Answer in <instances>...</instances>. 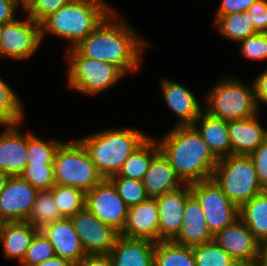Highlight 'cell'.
<instances>
[{
  "label": "cell",
  "instance_id": "1",
  "mask_svg": "<svg viewBox=\"0 0 267 266\" xmlns=\"http://www.w3.org/2000/svg\"><path fill=\"white\" fill-rule=\"evenodd\" d=\"M116 18L113 9L75 48L85 57L113 64L126 75L140 69L143 51L150 44L124 19Z\"/></svg>",
  "mask_w": 267,
  "mask_h": 266
},
{
  "label": "cell",
  "instance_id": "2",
  "mask_svg": "<svg viewBox=\"0 0 267 266\" xmlns=\"http://www.w3.org/2000/svg\"><path fill=\"white\" fill-rule=\"evenodd\" d=\"M162 137L159 149L184 184L212 179L219 159L193 125H175Z\"/></svg>",
  "mask_w": 267,
  "mask_h": 266
},
{
  "label": "cell",
  "instance_id": "3",
  "mask_svg": "<svg viewBox=\"0 0 267 266\" xmlns=\"http://www.w3.org/2000/svg\"><path fill=\"white\" fill-rule=\"evenodd\" d=\"M105 0H71L40 23L41 41L49 34L80 44L113 10Z\"/></svg>",
  "mask_w": 267,
  "mask_h": 266
},
{
  "label": "cell",
  "instance_id": "4",
  "mask_svg": "<svg viewBox=\"0 0 267 266\" xmlns=\"http://www.w3.org/2000/svg\"><path fill=\"white\" fill-rule=\"evenodd\" d=\"M79 138L103 178L117 175L125 160L149 137L133 128H111Z\"/></svg>",
  "mask_w": 267,
  "mask_h": 266
},
{
  "label": "cell",
  "instance_id": "5",
  "mask_svg": "<svg viewBox=\"0 0 267 266\" xmlns=\"http://www.w3.org/2000/svg\"><path fill=\"white\" fill-rule=\"evenodd\" d=\"M205 99L207 105L204 111L227 122L247 119L260 113L255 101L253 83L244 84L236 77L219 80Z\"/></svg>",
  "mask_w": 267,
  "mask_h": 266
},
{
  "label": "cell",
  "instance_id": "6",
  "mask_svg": "<svg viewBox=\"0 0 267 266\" xmlns=\"http://www.w3.org/2000/svg\"><path fill=\"white\" fill-rule=\"evenodd\" d=\"M53 172L56 184L76 187L85 192L104 179L79 139L63 142L59 146L53 161Z\"/></svg>",
  "mask_w": 267,
  "mask_h": 266
},
{
  "label": "cell",
  "instance_id": "7",
  "mask_svg": "<svg viewBox=\"0 0 267 266\" xmlns=\"http://www.w3.org/2000/svg\"><path fill=\"white\" fill-rule=\"evenodd\" d=\"M64 59L69 88L80 94L98 95L126 76L113 64L85 57L76 48L68 49Z\"/></svg>",
  "mask_w": 267,
  "mask_h": 266
},
{
  "label": "cell",
  "instance_id": "8",
  "mask_svg": "<svg viewBox=\"0 0 267 266\" xmlns=\"http://www.w3.org/2000/svg\"><path fill=\"white\" fill-rule=\"evenodd\" d=\"M212 179L238 207L264 191L248 155H229L219 159Z\"/></svg>",
  "mask_w": 267,
  "mask_h": 266
},
{
  "label": "cell",
  "instance_id": "9",
  "mask_svg": "<svg viewBox=\"0 0 267 266\" xmlns=\"http://www.w3.org/2000/svg\"><path fill=\"white\" fill-rule=\"evenodd\" d=\"M189 185L191 194L204 212L209 231L213 236L238 219L239 207L227 197L213 179Z\"/></svg>",
  "mask_w": 267,
  "mask_h": 266
},
{
  "label": "cell",
  "instance_id": "10",
  "mask_svg": "<svg viewBox=\"0 0 267 266\" xmlns=\"http://www.w3.org/2000/svg\"><path fill=\"white\" fill-rule=\"evenodd\" d=\"M40 23L27 16L2 25L0 58L30 59L41 43Z\"/></svg>",
  "mask_w": 267,
  "mask_h": 266
},
{
  "label": "cell",
  "instance_id": "11",
  "mask_svg": "<svg viewBox=\"0 0 267 266\" xmlns=\"http://www.w3.org/2000/svg\"><path fill=\"white\" fill-rule=\"evenodd\" d=\"M85 208L103 223L121 232L129 207L118 195L114 184L105 178L86 192Z\"/></svg>",
  "mask_w": 267,
  "mask_h": 266
},
{
  "label": "cell",
  "instance_id": "12",
  "mask_svg": "<svg viewBox=\"0 0 267 266\" xmlns=\"http://www.w3.org/2000/svg\"><path fill=\"white\" fill-rule=\"evenodd\" d=\"M87 254H108L120 232L103 223L86 208L70 217Z\"/></svg>",
  "mask_w": 267,
  "mask_h": 266
},
{
  "label": "cell",
  "instance_id": "13",
  "mask_svg": "<svg viewBox=\"0 0 267 266\" xmlns=\"http://www.w3.org/2000/svg\"><path fill=\"white\" fill-rule=\"evenodd\" d=\"M37 192L21 176H11L0 192V219L3 222L27 221Z\"/></svg>",
  "mask_w": 267,
  "mask_h": 266
},
{
  "label": "cell",
  "instance_id": "14",
  "mask_svg": "<svg viewBox=\"0 0 267 266\" xmlns=\"http://www.w3.org/2000/svg\"><path fill=\"white\" fill-rule=\"evenodd\" d=\"M191 195L190 185L156 197L159 210V241H172L180 232L186 199Z\"/></svg>",
  "mask_w": 267,
  "mask_h": 266
},
{
  "label": "cell",
  "instance_id": "15",
  "mask_svg": "<svg viewBox=\"0 0 267 266\" xmlns=\"http://www.w3.org/2000/svg\"><path fill=\"white\" fill-rule=\"evenodd\" d=\"M213 240L233 259H259L260 241L239 219L217 232Z\"/></svg>",
  "mask_w": 267,
  "mask_h": 266
},
{
  "label": "cell",
  "instance_id": "16",
  "mask_svg": "<svg viewBox=\"0 0 267 266\" xmlns=\"http://www.w3.org/2000/svg\"><path fill=\"white\" fill-rule=\"evenodd\" d=\"M120 235L159 242V210L156 198H148L128 208L126 223Z\"/></svg>",
  "mask_w": 267,
  "mask_h": 266
},
{
  "label": "cell",
  "instance_id": "17",
  "mask_svg": "<svg viewBox=\"0 0 267 266\" xmlns=\"http://www.w3.org/2000/svg\"><path fill=\"white\" fill-rule=\"evenodd\" d=\"M160 82L161 92L167 106L178 117L176 125H193L204 111L194 93L172 79L164 77Z\"/></svg>",
  "mask_w": 267,
  "mask_h": 266
},
{
  "label": "cell",
  "instance_id": "18",
  "mask_svg": "<svg viewBox=\"0 0 267 266\" xmlns=\"http://www.w3.org/2000/svg\"><path fill=\"white\" fill-rule=\"evenodd\" d=\"M19 125H4L0 133V170L10 176H20L27 165V133Z\"/></svg>",
  "mask_w": 267,
  "mask_h": 266
},
{
  "label": "cell",
  "instance_id": "19",
  "mask_svg": "<svg viewBox=\"0 0 267 266\" xmlns=\"http://www.w3.org/2000/svg\"><path fill=\"white\" fill-rule=\"evenodd\" d=\"M40 231L52 244L56 256L68 260L73 265L78 264L86 256L87 253L70 218L50 223Z\"/></svg>",
  "mask_w": 267,
  "mask_h": 266
},
{
  "label": "cell",
  "instance_id": "20",
  "mask_svg": "<svg viewBox=\"0 0 267 266\" xmlns=\"http://www.w3.org/2000/svg\"><path fill=\"white\" fill-rule=\"evenodd\" d=\"M155 243L119 235L108 255L113 266H153Z\"/></svg>",
  "mask_w": 267,
  "mask_h": 266
},
{
  "label": "cell",
  "instance_id": "21",
  "mask_svg": "<svg viewBox=\"0 0 267 266\" xmlns=\"http://www.w3.org/2000/svg\"><path fill=\"white\" fill-rule=\"evenodd\" d=\"M212 240L213 235L209 231L204 212L197 199L191 194L186 199L184 206L181 230L172 241L180 245L194 247Z\"/></svg>",
  "mask_w": 267,
  "mask_h": 266
},
{
  "label": "cell",
  "instance_id": "22",
  "mask_svg": "<svg viewBox=\"0 0 267 266\" xmlns=\"http://www.w3.org/2000/svg\"><path fill=\"white\" fill-rule=\"evenodd\" d=\"M258 117L259 113L247 119L228 121L232 155H249L267 139V129Z\"/></svg>",
  "mask_w": 267,
  "mask_h": 266
},
{
  "label": "cell",
  "instance_id": "23",
  "mask_svg": "<svg viewBox=\"0 0 267 266\" xmlns=\"http://www.w3.org/2000/svg\"><path fill=\"white\" fill-rule=\"evenodd\" d=\"M142 182L149 198H156L184 185L161 151L153 157Z\"/></svg>",
  "mask_w": 267,
  "mask_h": 266
},
{
  "label": "cell",
  "instance_id": "24",
  "mask_svg": "<svg viewBox=\"0 0 267 266\" xmlns=\"http://www.w3.org/2000/svg\"><path fill=\"white\" fill-rule=\"evenodd\" d=\"M38 231L27 221L3 222L0 243L5 258L21 262Z\"/></svg>",
  "mask_w": 267,
  "mask_h": 266
},
{
  "label": "cell",
  "instance_id": "25",
  "mask_svg": "<svg viewBox=\"0 0 267 266\" xmlns=\"http://www.w3.org/2000/svg\"><path fill=\"white\" fill-rule=\"evenodd\" d=\"M193 126L218 159L232 155L227 121L203 111Z\"/></svg>",
  "mask_w": 267,
  "mask_h": 266
},
{
  "label": "cell",
  "instance_id": "26",
  "mask_svg": "<svg viewBox=\"0 0 267 266\" xmlns=\"http://www.w3.org/2000/svg\"><path fill=\"white\" fill-rule=\"evenodd\" d=\"M238 219L262 242L267 239V190L239 207Z\"/></svg>",
  "mask_w": 267,
  "mask_h": 266
},
{
  "label": "cell",
  "instance_id": "27",
  "mask_svg": "<svg viewBox=\"0 0 267 266\" xmlns=\"http://www.w3.org/2000/svg\"><path fill=\"white\" fill-rule=\"evenodd\" d=\"M160 151L157 139L149 136L123 163L117 175L111 177H124L143 180L153 157Z\"/></svg>",
  "mask_w": 267,
  "mask_h": 266
},
{
  "label": "cell",
  "instance_id": "28",
  "mask_svg": "<svg viewBox=\"0 0 267 266\" xmlns=\"http://www.w3.org/2000/svg\"><path fill=\"white\" fill-rule=\"evenodd\" d=\"M219 31V34L233 42H240L248 36L256 34L252 25L251 13L247 10L243 13L236 12L227 15H215L213 28Z\"/></svg>",
  "mask_w": 267,
  "mask_h": 266
},
{
  "label": "cell",
  "instance_id": "29",
  "mask_svg": "<svg viewBox=\"0 0 267 266\" xmlns=\"http://www.w3.org/2000/svg\"><path fill=\"white\" fill-rule=\"evenodd\" d=\"M153 266H196L193 249L173 241L156 242Z\"/></svg>",
  "mask_w": 267,
  "mask_h": 266
},
{
  "label": "cell",
  "instance_id": "30",
  "mask_svg": "<svg viewBox=\"0 0 267 266\" xmlns=\"http://www.w3.org/2000/svg\"><path fill=\"white\" fill-rule=\"evenodd\" d=\"M18 94L0 77V126L22 124L25 111Z\"/></svg>",
  "mask_w": 267,
  "mask_h": 266
},
{
  "label": "cell",
  "instance_id": "31",
  "mask_svg": "<svg viewBox=\"0 0 267 266\" xmlns=\"http://www.w3.org/2000/svg\"><path fill=\"white\" fill-rule=\"evenodd\" d=\"M63 219L60 215L51 190L38 191L27 222L41 230L44 226Z\"/></svg>",
  "mask_w": 267,
  "mask_h": 266
},
{
  "label": "cell",
  "instance_id": "32",
  "mask_svg": "<svg viewBox=\"0 0 267 266\" xmlns=\"http://www.w3.org/2000/svg\"><path fill=\"white\" fill-rule=\"evenodd\" d=\"M50 190L60 215L63 218H70L85 209V191L76 187L59 184H55Z\"/></svg>",
  "mask_w": 267,
  "mask_h": 266
},
{
  "label": "cell",
  "instance_id": "33",
  "mask_svg": "<svg viewBox=\"0 0 267 266\" xmlns=\"http://www.w3.org/2000/svg\"><path fill=\"white\" fill-rule=\"evenodd\" d=\"M62 143L59 140H42L30 131L27 132V165L53 164Z\"/></svg>",
  "mask_w": 267,
  "mask_h": 266
},
{
  "label": "cell",
  "instance_id": "34",
  "mask_svg": "<svg viewBox=\"0 0 267 266\" xmlns=\"http://www.w3.org/2000/svg\"><path fill=\"white\" fill-rule=\"evenodd\" d=\"M196 266H230L234 260L214 240L192 247Z\"/></svg>",
  "mask_w": 267,
  "mask_h": 266
},
{
  "label": "cell",
  "instance_id": "35",
  "mask_svg": "<svg viewBox=\"0 0 267 266\" xmlns=\"http://www.w3.org/2000/svg\"><path fill=\"white\" fill-rule=\"evenodd\" d=\"M108 179L114 184L118 195L128 207L140 204L149 198L141 180L124 177H109Z\"/></svg>",
  "mask_w": 267,
  "mask_h": 266
},
{
  "label": "cell",
  "instance_id": "36",
  "mask_svg": "<svg viewBox=\"0 0 267 266\" xmlns=\"http://www.w3.org/2000/svg\"><path fill=\"white\" fill-rule=\"evenodd\" d=\"M56 256L47 237L39 230L33 237L20 266H33Z\"/></svg>",
  "mask_w": 267,
  "mask_h": 266
},
{
  "label": "cell",
  "instance_id": "37",
  "mask_svg": "<svg viewBox=\"0 0 267 266\" xmlns=\"http://www.w3.org/2000/svg\"><path fill=\"white\" fill-rule=\"evenodd\" d=\"M20 176L38 191L50 190L56 184L53 164L26 165Z\"/></svg>",
  "mask_w": 267,
  "mask_h": 266
},
{
  "label": "cell",
  "instance_id": "38",
  "mask_svg": "<svg viewBox=\"0 0 267 266\" xmlns=\"http://www.w3.org/2000/svg\"><path fill=\"white\" fill-rule=\"evenodd\" d=\"M240 53L249 60L267 59V33H256L240 41Z\"/></svg>",
  "mask_w": 267,
  "mask_h": 266
},
{
  "label": "cell",
  "instance_id": "39",
  "mask_svg": "<svg viewBox=\"0 0 267 266\" xmlns=\"http://www.w3.org/2000/svg\"><path fill=\"white\" fill-rule=\"evenodd\" d=\"M71 0H30L23 8L27 16L41 23L50 14L68 4Z\"/></svg>",
  "mask_w": 267,
  "mask_h": 266
},
{
  "label": "cell",
  "instance_id": "40",
  "mask_svg": "<svg viewBox=\"0 0 267 266\" xmlns=\"http://www.w3.org/2000/svg\"><path fill=\"white\" fill-rule=\"evenodd\" d=\"M248 156L254 164L261 187L267 190V139Z\"/></svg>",
  "mask_w": 267,
  "mask_h": 266
},
{
  "label": "cell",
  "instance_id": "41",
  "mask_svg": "<svg viewBox=\"0 0 267 266\" xmlns=\"http://www.w3.org/2000/svg\"><path fill=\"white\" fill-rule=\"evenodd\" d=\"M252 25L257 33H267V0H256L249 8Z\"/></svg>",
  "mask_w": 267,
  "mask_h": 266
},
{
  "label": "cell",
  "instance_id": "42",
  "mask_svg": "<svg viewBox=\"0 0 267 266\" xmlns=\"http://www.w3.org/2000/svg\"><path fill=\"white\" fill-rule=\"evenodd\" d=\"M256 0H221L215 15L245 12Z\"/></svg>",
  "mask_w": 267,
  "mask_h": 266
},
{
  "label": "cell",
  "instance_id": "43",
  "mask_svg": "<svg viewBox=\"0 0 267 266\" xmlns=\"http://www.w3.org/2000/svg\"><path fill=\"white\" fill-rule=\"evenodd\" d=\"M20 6L24 8L20 0H0V24L16 20V13Z\"/></svg>",
  "mask_w": 267,
  "mask_h": 266
},
{
  "label": "cell",
  "instance_id": "44",
  "mask_svg": "<svg viewBox=\"0 0 267 266\" xmlns=\"http://www.w3.org/2000/svg\"><path fill=\"white\" fill-rule=\"evenodd\" d=\"M255 101L260 111V104L267 105V68L256 76L253 81Z\"/></svg>",
  "mask_w": 267,
  "mask_h": 266
},
{
  "label": "cell",
  "instance_id": "45",
  "mask_svg": "<svg viewBox=\"0 0 267 266\" xmlns=\"http://www.w3.org/2000/svg\"><path fill=\"white\" fill-rule=\"evenodd\" d=\"M75 266H113L108 254H86Z\"/></svg>",
  "mask_w": 267,
  "mask_h": 266
},
{
  "label": "cell",
  "instance_id": "46",
  "mask_svg": "<svg viewBox=\"0 0 267 266\" xmlns=\"http://www.w3.org/2000/svg\"><path fill=\"white\" fill-rule=\"evenodd\" d=\"M33 266H75V265H73L68 260L60 258L59 256H54L50 259H47Z\"/></svg>",
  "mask_w": 267,
  "mask_h": 266
},
{
  "label": "cell",
  "instance_id": "47",
  "mask_svg": "<svg viewBox=\"0 0 267 266\" xmlns=\"http://www.w3.org/2000/svg\"><path fill=\"white\" fill-rule=\"evenodd\" d=\"M230 266H261L260 259H234Z\"/></svg>",
  "mask_w": 267,
  "mask_h": 266
},
{
  "label": "cell",
  "instance_id": "48",
  "mask_svg": "<svg viewBox=\"0 0 267 266\" xmlns=\"http://www.w3.org/2000/svg\"><path fill=\"white\" fill-rule=\"evenodd\" d=\"M260 263L261 266H267V239L260 242Z\"/></svg>",
  "mask_w": 267,
  "mask_h": 266
},
{
  "label": "cell",
  "instance_id": "49",
  "mask_svg": "<svg viewBox=\"0 0 267 266\" xmlns=\"http://www.w3.org/2000/svg\"><path fill=\"white\" fill-rule=\"evenodd\" d=\"M11 176L6 173L5 171L0 170V192L4 188V186L7 184V181L9 180Z\"/></svg>",
  "mask_w": 267,
  "mask_h": 266
},
{
  "label": "cell",
  "instance_id": "50",
  "mask_svg": "<svg viewBox=\"0 0 267 266\" xmlns=\"http://www.w3.org/2000/svg\"><path fill=\"white\" fill-rule=\"evenodd\" d=\"M30 0H20L23 7L29 2Z\"/></svg>",
  "mask_w": 267,
  "mask_h": 266
},
{
  "label": "cell",
  "instance_id": "51",
  "mask_svg": "<svg viewBox=\"0 0 267 266\" xmlns=\"http://www.w3.org/2000/svg\"><path fill=\"white\" fill-rule=\"evenodd\" d=\"M1 31H2V24H0V45H1Z\"/></svg>",
  "mask_w": 267,
  "mask_h": 266
},
{
  "label": "cell",
  "instance_id": "52",
  "mask_svg": "<svg viewBox=\"0 0 267 266\" xmlns=\"http://www.w3.org/2000/svg\"><path fill=\"white\" fill-rule=\"evenodd\" d=\"M2 224H3V221L0 219V231H1Z\"/></svg>",
  "mask_w": 267,
  "mask_h": 266
}]
</instances>
